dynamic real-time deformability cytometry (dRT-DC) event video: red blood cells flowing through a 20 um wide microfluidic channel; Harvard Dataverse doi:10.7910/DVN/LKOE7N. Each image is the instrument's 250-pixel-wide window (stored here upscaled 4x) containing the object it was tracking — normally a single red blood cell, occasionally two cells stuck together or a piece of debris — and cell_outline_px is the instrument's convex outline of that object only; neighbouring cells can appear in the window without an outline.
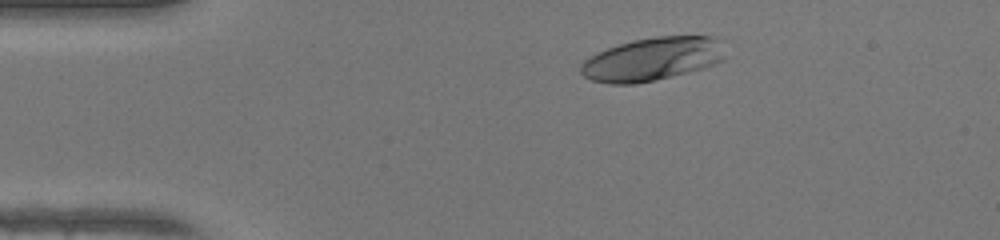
{"species": "human", "species_latin": "Homo sapiens", "temperature_condition": "warm", "stored_images_in_passage": 39, "camera_frame_rate_fps": 3000, "um_per_image_px": 0.085, "donor": {"sex": "female"}, "frame": {"image": 1, "passage_image": 6, "time_ms": 1.667, "image_size_px": [1000, 240], "cell_outline_px": [[724, 60], [716, 64], [704, 68], [672, 76], [636, 84], [608, 84], [592, 80], [584, 76], [580, 72], [580, 64], [584, 60], [596, 52], [632, 40], [656, 36], [716, 36], [724, 40]], "centroid_in_image_um": [55.49, 5.01], "position_along_channel_um": 29.5, "area_um2": 36.88}}
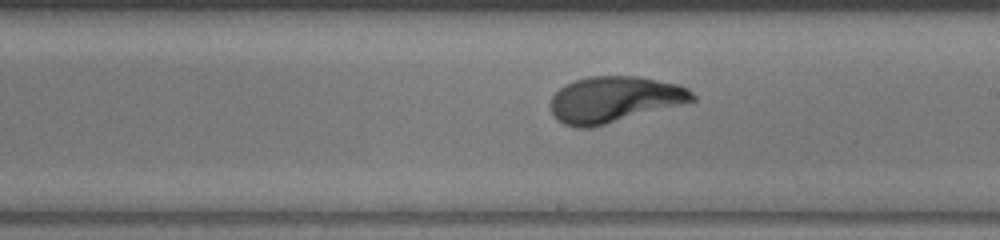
{"frame": {"image": 2, "passage_image": 25, "time_ms": 8.0, "image_size_px": [1000, 240], "cell_outline_px": [[696, 100], [684, 104], [592, 128], [576, 128], [564, 124], [556, 120], [552, 112], [552, 96], [564, 84], [588, 76], [636, 76], [676, 84], [688, 88], [696, 96]], "centroid_in_image_um": [52.22, 8.47], "position_along_channel_um": 236.8, "area_um2": 38.15}}
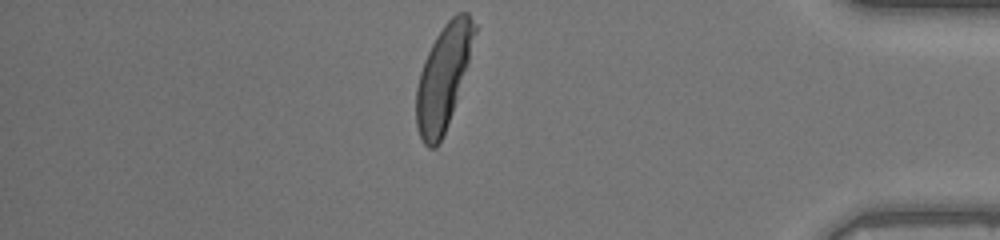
{"frame": {"image": 3, "passage_image": 39, "time_ms": 12.667, "image_size_px": [1000, 240], "cell_outline_px": [[476, 32], [468, 64], [448, 124], [436, 148], [428, 148], [424, 144], [420, 136], [416, 124], [416, 88], [420, 72], [424, 60], [436, 36], [444, 24], [456, 12], [468, 12], [476, 24]], "centroid_in_image_um": [37.68, 6.53], "position_along_channel_um": 397.5, "area_um2": 34.97}, "authors_computed_cell_mechanics": {"area_um2": 37.2232, "velocity_mm_per_s": 4.2119, "shape_relaxation_time_tau1_ms": 2.719, "shape_relaxation_time_tau2_ms": null, "deformation_change_tau1": 0.1839, "deformation_change_tau2": null}}